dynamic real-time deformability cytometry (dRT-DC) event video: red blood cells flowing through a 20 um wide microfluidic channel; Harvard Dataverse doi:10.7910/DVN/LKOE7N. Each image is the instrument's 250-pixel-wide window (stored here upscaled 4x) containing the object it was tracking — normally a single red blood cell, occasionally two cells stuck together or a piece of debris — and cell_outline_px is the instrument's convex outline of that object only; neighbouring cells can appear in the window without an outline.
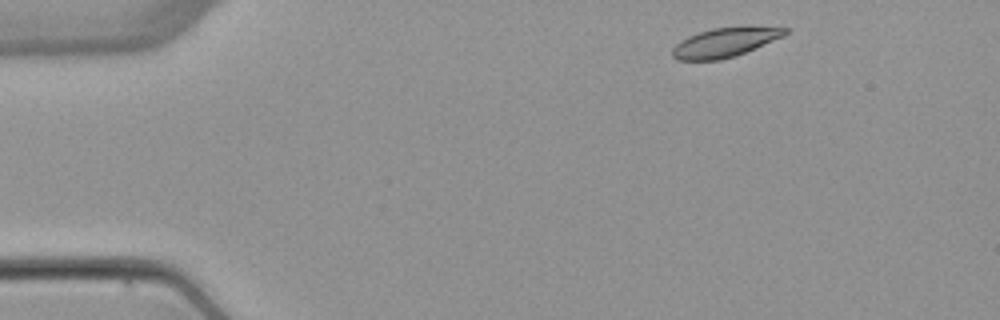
{"species": "common noctule bat (a hibernating species)", "species_latin": "Nyctalus noctula", "temperature_condition": "warm", "stored_images_in_passage": 3, "camera_frame_rate_fps": 3000, "um_per_image_px": 0.085, "animal": {"sex": "female", "body_mass_g": 22.7, "forearm_length_mm": 54.2}, "frame": {"image": 1, "passage_image": 1, "time_ms": 0.0, "image_size_px": [1000, 320], "cell_outline_px": [[788, 32], [784, 36], [744, 52], [720, 60], [676, 60], [672, 56], [672, 48], [680, 40], [688, 36], [712, 28], [744, 24], [788, 28]], "centroid_in_image_um": [61.64, 3.56], "position_along_channel_um": 23.4, "area_um2": 19.59}}